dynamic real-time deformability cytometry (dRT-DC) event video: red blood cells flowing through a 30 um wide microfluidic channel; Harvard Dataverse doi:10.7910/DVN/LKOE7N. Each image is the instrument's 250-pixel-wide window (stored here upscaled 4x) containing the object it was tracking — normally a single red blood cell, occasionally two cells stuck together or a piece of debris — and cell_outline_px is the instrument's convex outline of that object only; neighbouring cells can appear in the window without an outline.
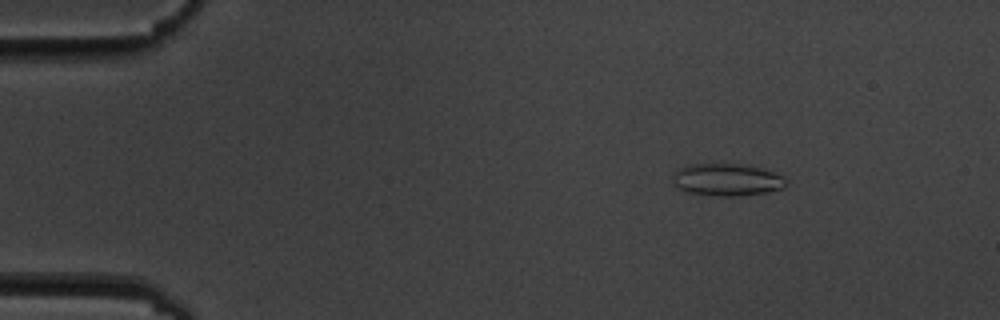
{"species": "common noctule bat (a hibernating species)", "species_latin": "Nyctalus noctula", "temperature_condition": "cold", "stored_images_in_passage": 6, "camera_frame_rate_fps": 3000, "um_per_image_px": 0.085, "animal": {"sex": "male", "body_mass_g": 19.5, "forearm_length_mm": 54.6}, "frame": {"image": 1, "passage_image": 3, "time_ms": 2.333, "image_size_px": [1000, 320], "cell_outline_px": [[788, 184], [784, 188], [764, 192], [736, 196], [716, 196], [688, 192], [680, 188], [676, 184], [676, 172], [680, 168], [688, 164], [752, 164], [784, 176], [788, 180]], "centroid_in_image_um": [61.9, 15.26], "position_along_channel_um": 23.1, "area_um2": 21.21}}
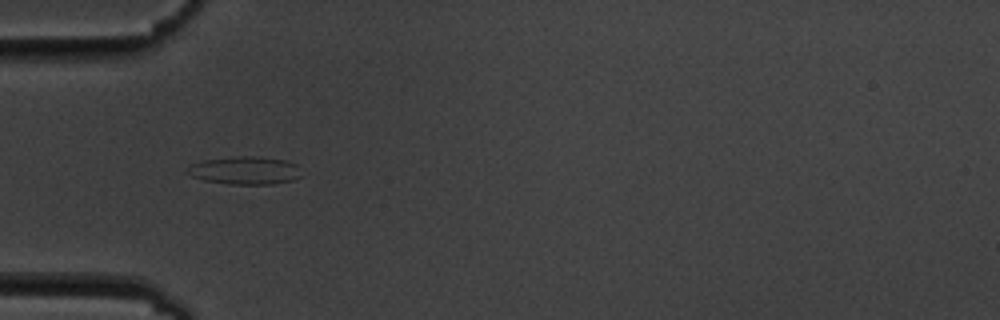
{"frame": {"image": 2, "passage_image": 5, "time_ms": 5.667, "image_size_px": [1000, 320], "cell_outline_px": [[304, 176], [292, 180], [272, 184], [228, 184], [204, 180], [192, 176], [184, 172], [192, 164], [204, 160], [236, 156], [256, 156], [288, 160], [296, 164]], "centroid_in_image_um": [20.86, 14.48], "position_along_channel_um": 64.1, "area_um2": 18.73}}
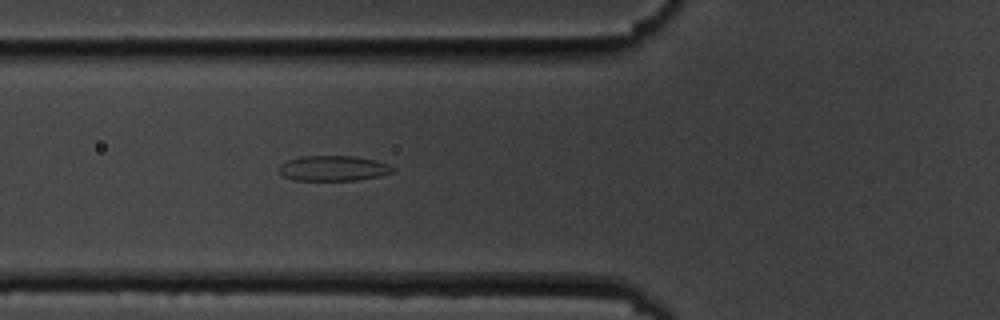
{"frame": {"image": 3, "passage_image": 6, "time_ms": 6.667, "image_size_px": [1000, 320], "cell_outline_px": [[396, 172], [380, 176], [356, 180], [292, 180], [284, 176], [280, 172], [280, 164], [284, 160], [300, 156], [356, 156], [376, 160], [388, 164], [396, 168]], "centroid_in_image_um": [28.36, 14.3], "position_along_channel_um": 97.4, "area_um2": 16.99}}